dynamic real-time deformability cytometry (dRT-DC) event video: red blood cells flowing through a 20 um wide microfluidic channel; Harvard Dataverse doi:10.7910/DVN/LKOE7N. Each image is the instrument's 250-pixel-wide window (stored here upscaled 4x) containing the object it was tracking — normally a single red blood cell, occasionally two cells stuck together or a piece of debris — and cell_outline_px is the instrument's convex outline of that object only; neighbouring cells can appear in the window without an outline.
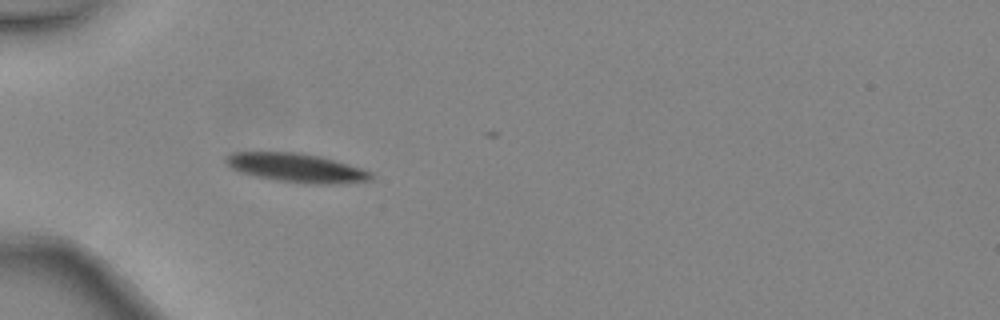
{"species": "common noctule bat (a hibernating species)", "species_latin": "Nyctalus noctula", "temperature_condition": "warm", "stored_images_in_passage": 5, "camera_frame_rate_fps": 3000, "um_per_image_px": 0.085, "animal": {"sex": "female", "body_mass_g": 24.6, "forearm_length_mm": 56.2}, "frame": {"image": 1, "passage_image": 4, "time_ms": 1.0, "image_size_px": [1000, 320], "cell_outline_px": [[372, 180], [340, 184], [308, 184], [276, 180], [256, 176], [240, 172], [232, 168], [224, 160], [224, 156], [232, 152], [300, 152], [320, 156], [348, 164], [372, 172]], "centroid_in_image_um": [25.2, 14.26], "position_along_channel_um": 59.8, "area_um2": 24.51}}
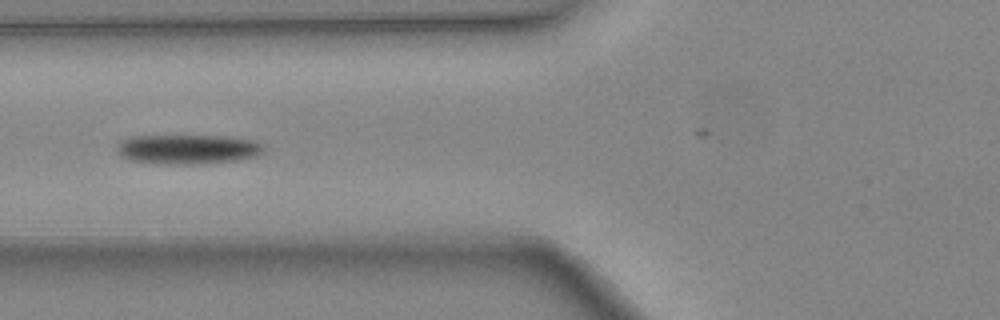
{"frame": {"image": 2, "passage_image": 5, "time_ms": 1.333, "image_size_px": [1000, 320], "cell_outline_px": [[264, 152], [256, 156], [236, 160], [196, 164], [160, 164], [128, 160], [120, 156], [116, 152], [116, 144], [132, 136], [224, 136], [256, 140], [264, 148]], "centroid_in_image_um": [15.92, 12.69], "position_along_channel_um": 109.9, "area_um2": 25.43}}